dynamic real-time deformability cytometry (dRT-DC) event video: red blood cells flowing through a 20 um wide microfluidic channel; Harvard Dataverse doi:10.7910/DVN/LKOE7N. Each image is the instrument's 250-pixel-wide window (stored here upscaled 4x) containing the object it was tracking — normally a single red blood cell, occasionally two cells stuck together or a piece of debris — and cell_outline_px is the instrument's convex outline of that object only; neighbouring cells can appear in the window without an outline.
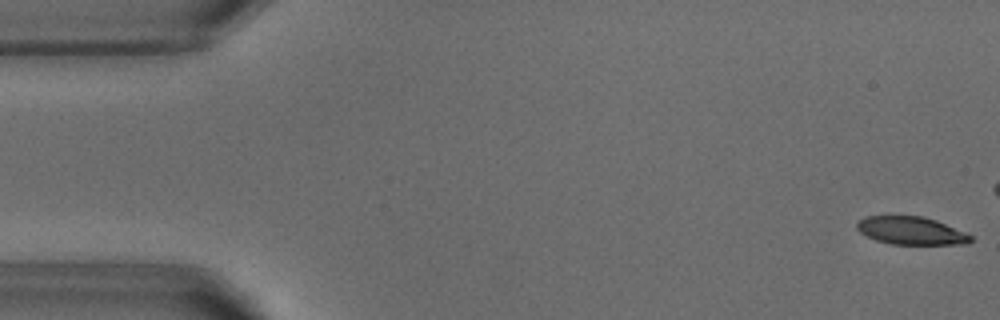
{"species": "common noctule bat (a hibernating species)", "species_latin": "Nyctalus noctula", "temperature_condition": "warm", "stored_images_in_passage": 15, "camera_frame_rate_fps": 3000, "um_per_image_px": 0.085, "animal": {"sex": "male", "body_mass_g": 18.8}, "frame": {"image": 1, "passage_image": 1, "time_ms": 0.0, "image_size_px": [1000, 320], "cell_outline_px": [[972, 240], [968, 244], [892, 244], [876, 240], [860, 232], [856, 228], [856, 224], [864, 216], [924, 216], [936, 220], [964, 232], [972, 236]], "centroid_in_image_um": [77.44, 19.6], "position_along_channel_um": 7.6, "area_um2": 18.38}}